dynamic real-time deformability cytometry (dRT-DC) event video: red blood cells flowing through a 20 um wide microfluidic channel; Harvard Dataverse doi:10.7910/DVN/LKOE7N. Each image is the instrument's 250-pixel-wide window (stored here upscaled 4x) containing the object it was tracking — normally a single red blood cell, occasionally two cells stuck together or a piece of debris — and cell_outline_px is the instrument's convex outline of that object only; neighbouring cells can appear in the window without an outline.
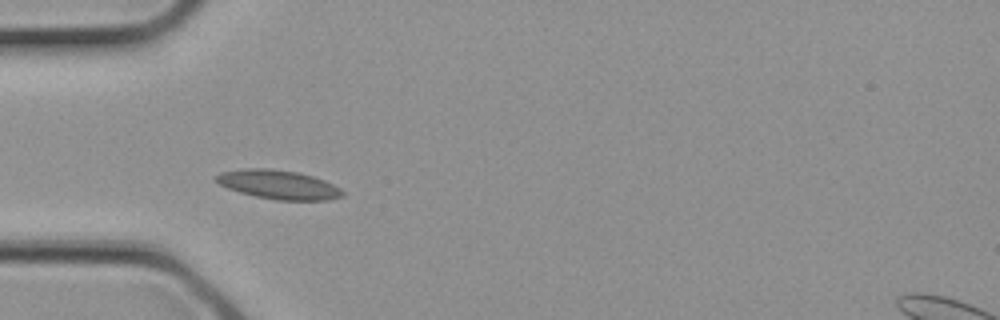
{"species": "common noctule bat (a hibernating species)", "species_latin": "Nyctalus noctula", "temperature_condition": "cold", "stored_images_in_passage": 18, "camera_frame_rate_fps": 3000, "um_per_image_px": 0.085, "animal": {"sex": "female", "body_mass_g": 21.9}, "frame": {"image": 1, "passage_image": 6, "time_ms": 1.667, "image_size_px": [1000, 320], "cell_outline_px": [[344, 196], [328, 200], [276, 200], [256, 196], [240, 192], [228, 188], [220, 184], [216, 180], [216, 176], [220, 172], [248, 168], [268, 168], [296, 172], [312, 176], [324, 180], [340, 188], [344, 192]], "centroid_in_image_um": [23.69, 15.69], "position_along_channel_um": 61.3, "area_um2": 21.15}}
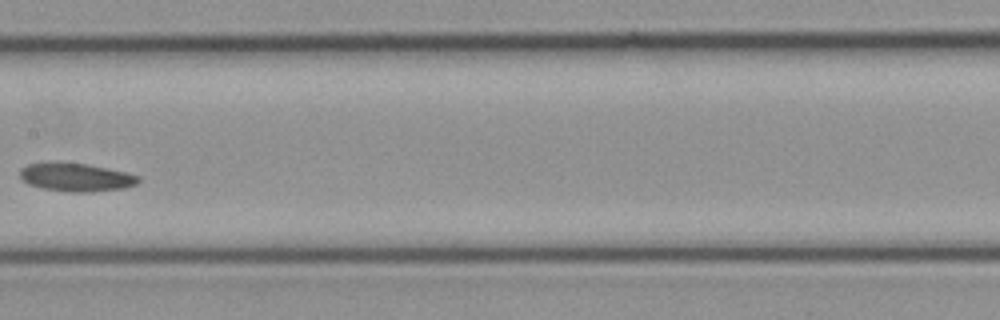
{"frame": {"image": 2, "passage_image": 12, "time_ms": 3.667, "image_size_px": [1000, 320], "cell_outline_px": [[140, 180], [136, 184], [124, 188], [92, 192], [72, 192], [44, 188], [28, 184], [20, 176], [20, 168], [28, 164], [56, 160], [88, 164], [108, 168], [140, 176]], "centroid_in_image_um": [6.44, 15.03], "position_along_channel_um": 201.0, "area_um2": 19.83}}
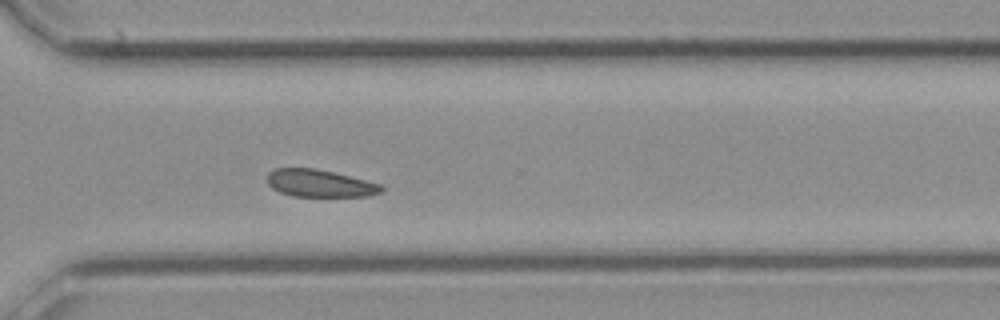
{"frame": {"image": 3, "passage_image": 18, "time_ms": 5.667, "image_size_px": [1000, 320], "cell_outline_px": [[384, 188], [380, 192], [372, 196], [292, 196], [280, 192], [272, 188], [268, 184], [268, 172], [272, 168], [316, 168], [380, 184]], "centroid_in_image_um": [27.14, 15.58], "position_along_channel_um": 343.5, "area_um2": 18.09}}